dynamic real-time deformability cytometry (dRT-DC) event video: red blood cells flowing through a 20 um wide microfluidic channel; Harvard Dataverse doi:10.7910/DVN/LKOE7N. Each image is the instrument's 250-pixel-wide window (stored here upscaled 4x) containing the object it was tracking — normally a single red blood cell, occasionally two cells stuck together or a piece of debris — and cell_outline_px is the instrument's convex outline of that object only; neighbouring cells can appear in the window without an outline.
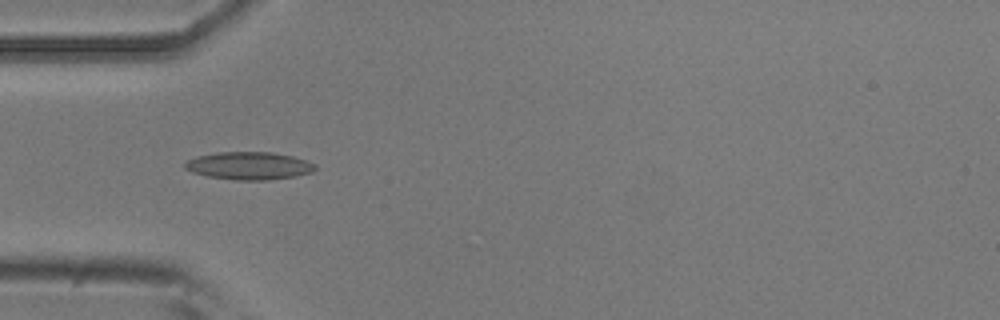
{"species": "common noctule bat (a hibernating species)", "species_latin": "Nyctalus noctula", "temperature_condition": "room temperature", "stored_images_in_passage": 14, "camera_frame_rate_fps": 3000, "um_per_image_px": 0.085, "animal": {"sex": "male", "body_mass_g": 20.5, "forearm_length_mm": 52.5}, "frame": {"image": 1, "passage_image": 4, "time_ms": 4.667, "image_size_px": [1000, 320], "cell_outline_px": [[316, 168], [312, 172], [296, 176], [268, 180], [236, 180], [208, 176], [192, 172], [184, 168], [184, 164], [188, 160], [196, 156], [216, 152], [272, 152], [292, 156], [316, 164]], "centroid_in_image_um": [21.16, 14.09], "position_along_channel_um": 63.8, "area_um2": 21.04}}
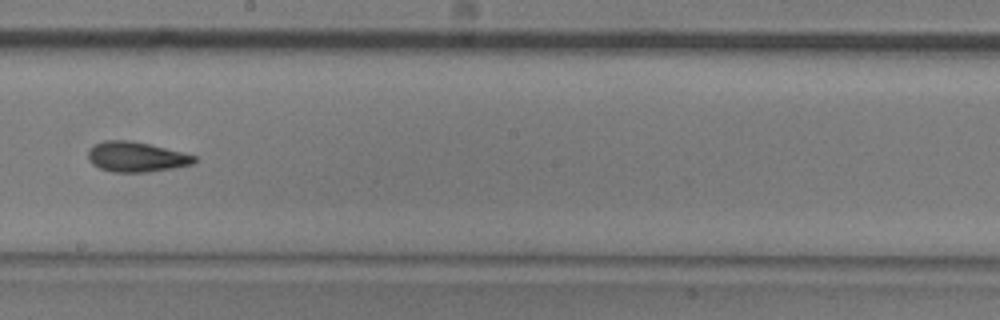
{"frame": {"image": 2, "passage_image": 8, "time_ms": 9.333, "image_size_px": [1000, 320], "cell_outline_px": [[196, 164], [148, 172], [112, 172], [100, 168], [92, 164], [88, 160], [88, 148], [104, 140], [132, 140], [196, 156]], "centroid_in_image_um": [11.55, 13.34], "position_along_channel_um": 236.6, "area_um2": 18.61}}
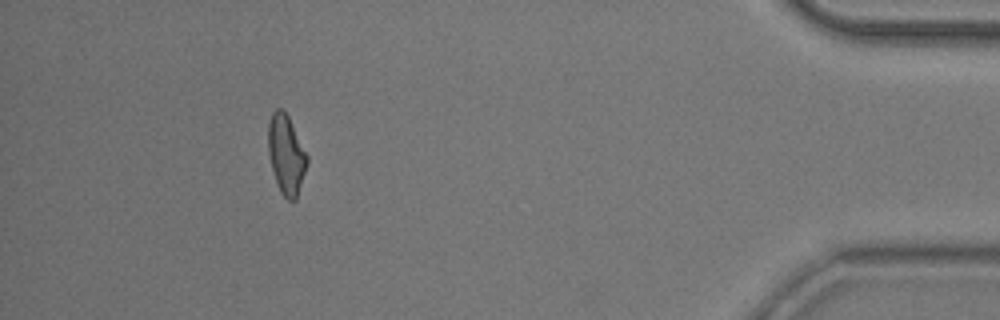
{"frame": {"image": 3, "passage_image": 13, "time_ms": 15.667, "image_size_px": [1000, 320], "cell_outline_px": [[308, 160], [296, 200], [288, 200], [280, 192], [272, 168], [268, 152], [268, 124], [272, 112], [276, 108], [280, 108], [288, 116], [308, 156]], "centroid_in_image_um": [24.32, 13.13], "position_along_channel_um": 410.9, "area_um2": 17.69}, "authors_computed_cell_mechanics": {"area_um2": 18.0047, "velocity_mm_per_s": 3.6849, "shape_relaxation_time_tau1_ms": 4.0803, "shape_relaxation_time_tau2_ms": 2.5539, "deformation_change_tau1": 0.1354, "deformation_change_tau2": 0.0995}}